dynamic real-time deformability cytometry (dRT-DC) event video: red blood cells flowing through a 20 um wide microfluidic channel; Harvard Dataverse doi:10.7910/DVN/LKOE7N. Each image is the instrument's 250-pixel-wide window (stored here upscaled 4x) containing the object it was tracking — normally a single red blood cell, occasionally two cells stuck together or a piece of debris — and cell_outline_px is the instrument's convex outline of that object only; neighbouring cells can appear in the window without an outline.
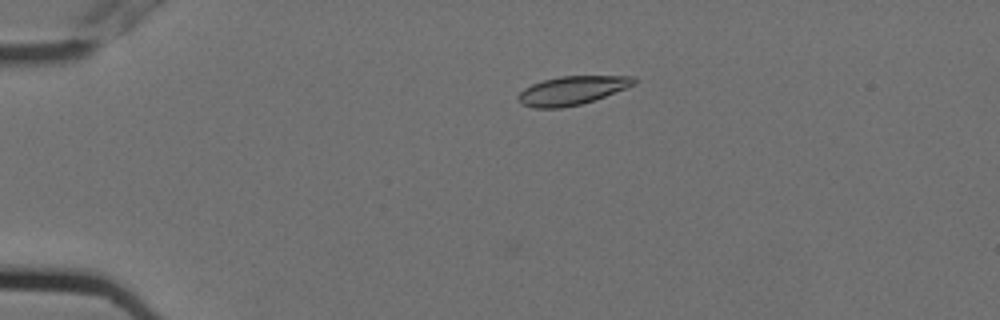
{"species": "Egyptian fruit bat (a non-hibernating species)", "species_latin": "Rousettus aegyptiacus", "temperature_condition": "cold", "stored_images_in_passage": 3, "camera_frame_rate_fps": 3000, "um_per_image_px": 0.085, "animal": {"sex": "female"}, "frame": {"image": 1, "passage_image": 2, "time_ms": 0.333, "image_size_px": [1000, 320], "cell_outline_px": [[636, 84], [604, 96], [580, 104], [560, 108], [532, 108], [520, 104], [516, 100], [516, 96], [524, 88], [532, 84], [544, 80], [560, 76], [636, 76]], "centroid_in_image_um": [48.57, 7.69], "position_along_channel_um": 36.4, "area_um2": 19.31}}